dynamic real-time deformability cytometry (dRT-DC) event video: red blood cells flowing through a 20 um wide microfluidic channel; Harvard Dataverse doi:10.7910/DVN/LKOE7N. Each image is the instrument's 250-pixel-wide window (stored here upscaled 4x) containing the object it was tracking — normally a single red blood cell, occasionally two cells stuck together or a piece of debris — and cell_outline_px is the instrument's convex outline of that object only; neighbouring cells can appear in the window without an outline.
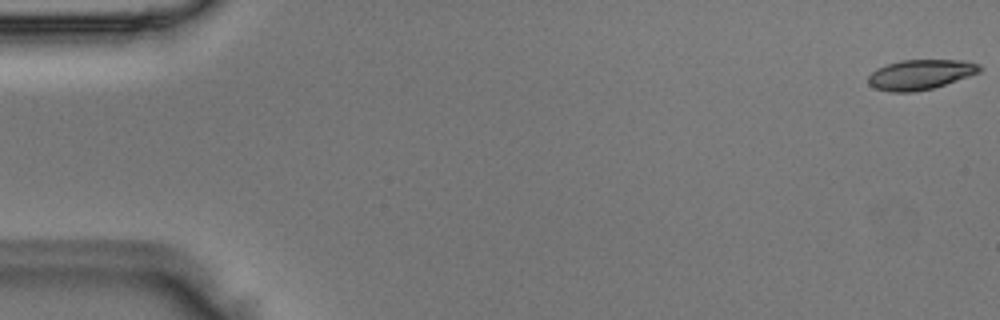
{"species": "Egyptian fruit bat (a non-hibernating species)", "species_latin": "Rousettus aegyptiacus", "temperature_condition": "room temperature", "stored_images_in_passage": 4, "camera_frame_rate_fps": 3000, "um_per_image_px": 0.085, "animal": {"sex": "male"}, "frame": {"image": 1, "passage_image": 1, "time_ms": 0.0, "image_size_px": [1000, 320], "cell_outline_px": [[984, 68], [980, 72], [932, 88], [916, 92], [888, 92], [876, 88], [868, 84], [868, 76], [876, 68], [900, 60], [968, 60], [980, 64]], "centroid_in_image_um": [78.24, 6.33], "position_along_channel_um": 6.8, "area_um2": 19.54}}